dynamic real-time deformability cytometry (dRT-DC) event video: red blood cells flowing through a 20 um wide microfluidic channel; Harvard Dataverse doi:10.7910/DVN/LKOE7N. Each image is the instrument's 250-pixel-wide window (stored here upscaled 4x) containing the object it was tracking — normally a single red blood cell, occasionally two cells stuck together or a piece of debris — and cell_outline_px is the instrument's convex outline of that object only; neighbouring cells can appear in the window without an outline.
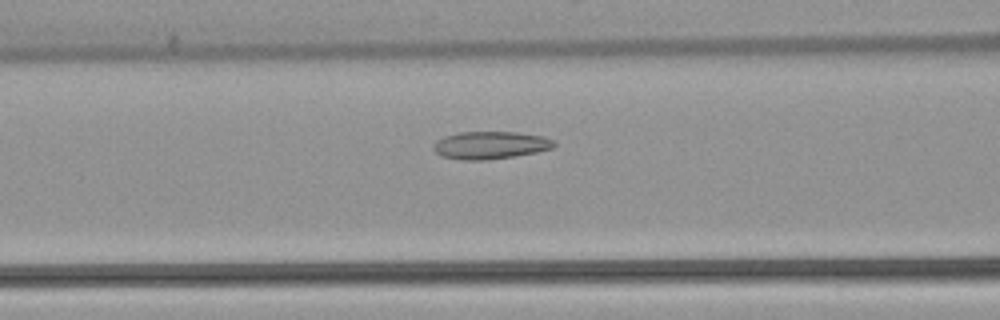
{"species": "common noctule bat (a hibernating species)", "species_latin": "Nyctalus noctula", "temperature_condition": "warm", "stored_images_in_passage": 30, "camera_frame_rate_fps": 3000, "um_per_image_px": 0.085, "animal": {"sex": "female", "body_mass_g": 22.7, "forearm_length_mm": 54.2}, "frame": {"image": 1, "passage_image": 9, "time_ms": 2.667, "image_size_px": [1000, 320], "cell_outline_px": [[556, 144], [552, 148], [536, 152], [516, 156], [488, 160], [460, 160], [440, 156], [432, 148], [432, 144], [436, 140], [444, 136], [460, 132], [516, 132], [544, 136], [552, 140]], "centroid_in_image_um": [41.63, 12.34], "position_along_channel_um": 125.0, "area_um2": 19.59}}
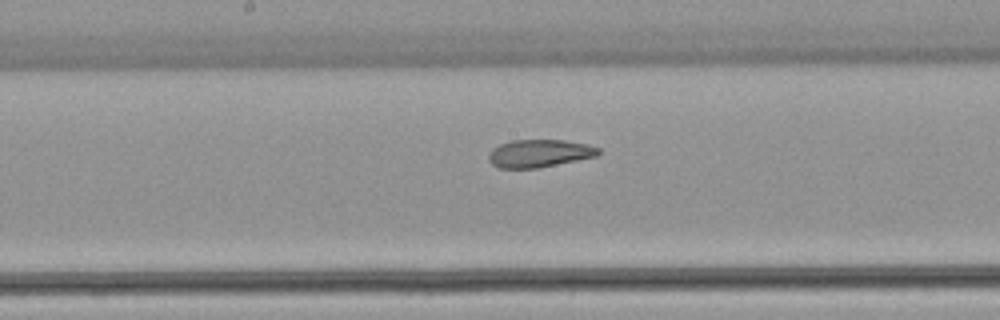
{"frame": {"image": 2, "passage_image": 15, "time_ms": 4.667, "image_size_px": [1000, 320], "cell_outline_px": [[600, 152], [596, 156], [536, 168], [500, 168], [492, 164], [488, 160], [488, 152], [492, 148], [500, 144], [512, 140], [564, 140], [588, 144], [600, 148]], "centroid_in_image_um": [45.81, 13.02], "position_along_channel_um": 202.4, "area_um2": 17.69}}
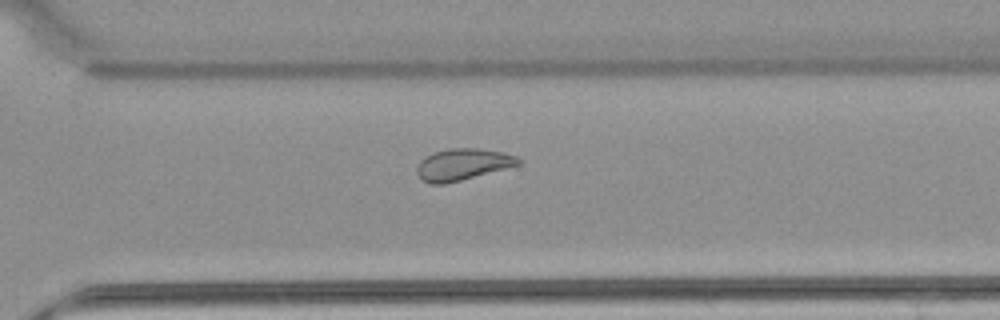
{"frame": {"image": 3, "passage_image": 25, "time_ms": 8.0, "image_size_px": [1000, 320], "cell_outline_px": [[524, 160], [520, 164], [460, 180], [444, 184], [428, 184], [416, 172], [416, 168], [420, 160], [424, 156], [432, 152], [448, 148], [476, 148], [504, 152], [516, 156]], "centroid_in_image_um": [39.3, 13.95], "position_along_channel_um": 331.3, "area_um2": 18.67}}